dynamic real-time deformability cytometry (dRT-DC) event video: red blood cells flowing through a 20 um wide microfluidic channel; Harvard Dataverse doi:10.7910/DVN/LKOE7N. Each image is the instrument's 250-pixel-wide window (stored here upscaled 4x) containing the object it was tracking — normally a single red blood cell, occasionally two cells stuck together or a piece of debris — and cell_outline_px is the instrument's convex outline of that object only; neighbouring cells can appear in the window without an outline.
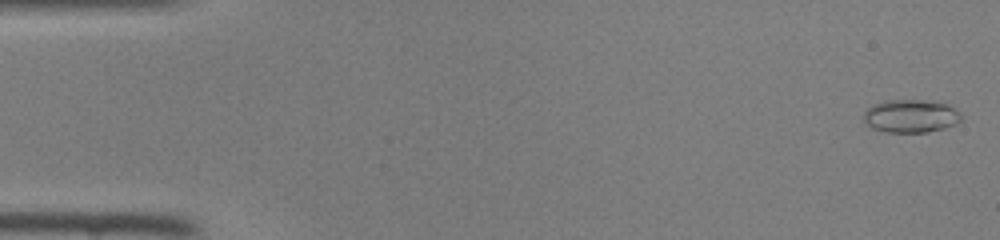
{"species": "common noctule bat (a hibernating species)", "species_latin": "Nyctalus noctula", "temperature_condition": "room temperature", "stored_images_in_passage": 46, "camera_frame_rate_fps": 3000, "um_per_image_px": 0.085, "animal": {"sex": "female", "body_mass_g": 22.0, "forearm_length_mm": 56.7}, "frame": {"image": 1, "passage_image": 1, "time_ms": 0.0, "image_size_px": [1000, 240], "cell_outline_px": [[960, 120], [956, 124], [944, 128], [928, 132], [888, 132], [872, 128], [864, 120], [864, 112], [868, 108], [884, 100], [924, 100], [944, 104], [960, 112]], "centroid_in_image_um": [77.4, 9.87], "position_along_channel_um": 7.6, "area_um2": 18.5}}
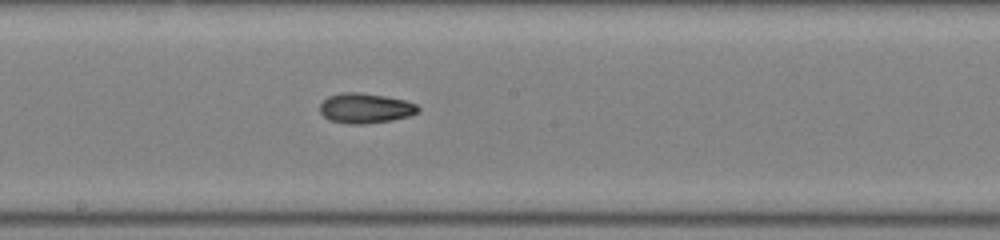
{"frame": {"image": 2, "passage_image": 25, "time_ms": 8.0, "image_size_px": [1000, 240], "cell_outline_px": [[420, 108], [416, 112], [408, 116], [392, 120], [364, 124], [348, 124], [328, 120], [320, 112], [320, 104], [328, 96], [344, 92], [356, 92], [384, 96], [404, 100], [416, 104]], "centroid_in_image_um": [31.02, 9.2], "position_along_channel_um": 217.2, "area_um2": 17.05}}
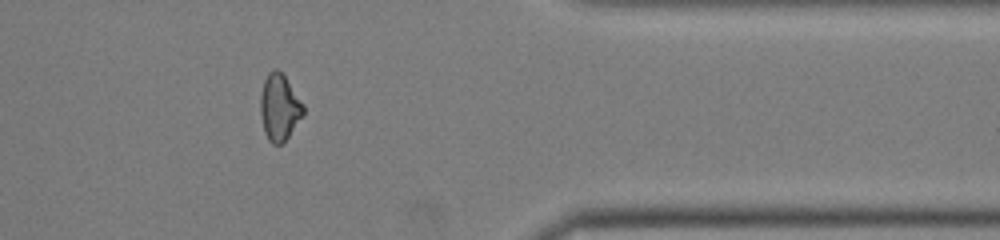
{"frame": {"image": 3, "passage_image": 38, "time_ms": 12.333, "image_size_px": [1000, 240], "cell_outline_px": [[304, 112], [288, 136], [280, 144], [272, 144], [268, 140], [264, 132], [260, 112], [260, 96], [264, 80], [268, 72], [276, 68], [284, 76], [304, 104]], "centroid_in_image_um": [23.72, 9.12], "position_along_channel_um": 387.7, "area_um2": 16.36}}